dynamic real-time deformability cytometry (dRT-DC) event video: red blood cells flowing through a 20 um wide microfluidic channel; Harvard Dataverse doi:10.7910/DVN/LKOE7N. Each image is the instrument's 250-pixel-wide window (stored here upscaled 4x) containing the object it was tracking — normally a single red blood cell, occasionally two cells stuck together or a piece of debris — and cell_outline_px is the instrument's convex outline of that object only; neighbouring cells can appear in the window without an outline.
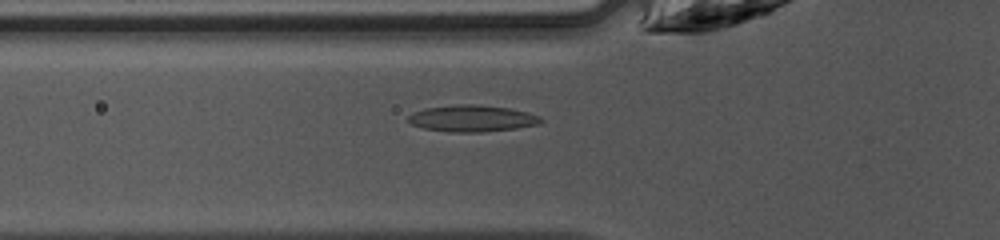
{"species": "common noctule bat (a hibernating species)", "species_latin": "Nyctalus noctula", "temperature_condition": "warm", "stored_images_in_passage": 47, "camera_frame_rate_fps": 3000, "um_per_image_px": 0.085, "animal": {"sex": "female", "body_mass_g": 10.0, "forearm_length_mm": 53.1}, "frame": {"image": 1, "passage_image": 17, "time_ms": 5.333, "image_size_px": [1000, 240], "cell_outline_px": [[544, 120], [540, 124], [516, 128], [484, 132], [448, 132], [424, 128], [412, 124], [408, 120], [408, 116], [412, 112], [424, 108], [456, 104], [472, 104], [508, 108], [528, 112], [540, 116]], "centroid_in_image_um": [40.13, 10.06], "position_along_channel_um": 85.7, "area_um2": 20.63}}
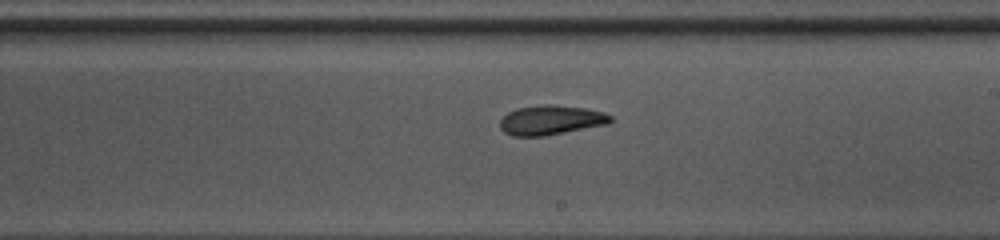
{"frame": {"image": 2, "passage_image": 28, "time_ms": 9.0, "image_size_px": [1000, 240], "cell_outline_px": [[612, 120], [608, 124], [544, 136], [512, 136], [504, 132], [500, 128], [500, 120], [508, 112], [516, 108], [544, 104], [556, 104], [584, 108], [604, 112], [612, 116]], "centroid_in_image_um": [46.82, 10.2], "position_along_channel_um": 242.2, "area_um2": 19.13}}
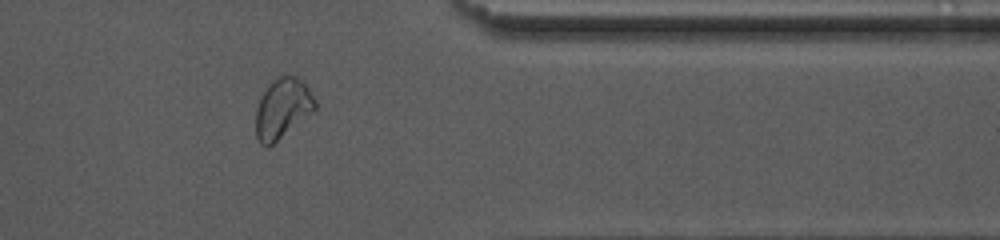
{"frame": {"image": 3, "passage_image": 39, "time_ms": 12.667, "image_size_px": [1000, 240], "cell_outline_px": [[316, 108], [312, 112], [268, 148], [260, 144], [256, 136], [256, 108], [268, 84], [272, 80], [280, 76], [296, 76], [308, 88], [316, 100]], "centroid_in_image_um": [24.0, 9.23], "position_along_channel_um": 387.4, "area_um2": 20.46}, "authors_computed_cell_mechanics": {"area_um2": 20.1144, "velocity_mm_per_s": 4.2434, "shape_relaxation_time_tau1_ms": null, "shape_relaxation_time_tau2_ms": 3.7863, "deformation_change_tau1": null, "deformation_change_tau2": 0.1112}}